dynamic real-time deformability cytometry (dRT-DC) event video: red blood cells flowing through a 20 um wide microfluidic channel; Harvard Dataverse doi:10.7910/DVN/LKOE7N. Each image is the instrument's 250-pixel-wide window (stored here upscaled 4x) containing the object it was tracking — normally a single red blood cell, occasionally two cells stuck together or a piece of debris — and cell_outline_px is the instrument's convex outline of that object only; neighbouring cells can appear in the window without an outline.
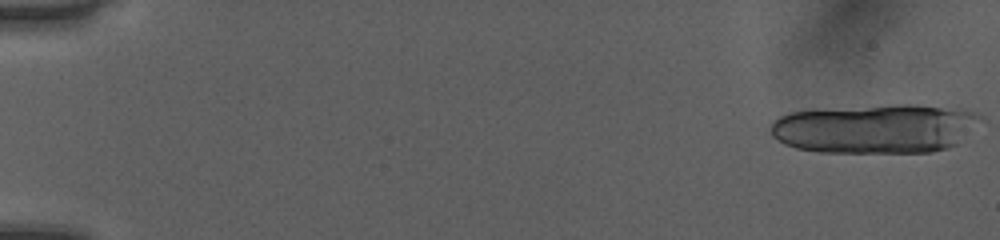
{"species": "human", "species_latin": "Homo sapiens", "temperature_condition": "room temperature", "stored_images_in_passage": 17, "camera_frame_rate_fps": 3000, "um_per_image_px": 0.085, "donor": {"sex": "female"}, "frame": {"image": 1, "passage_image": 1, "time_ms": 0.0, "image_size_px": [1000, 240], "cell_outline_px": [[984, 120], [956, 144], [948, 148], [932, 152], [820, 152], [796, 148], [784, 144], [772, 136], [772, 124], [780, 116], [792, 112], [816, 108], [892, 104], [916, 104], [964, 108], [976, 112], [984, 116]], "centroid_in_image_um": [74.48, 10.9], "position_along_channel_um": 10.5, "area_um2": 61.27}}